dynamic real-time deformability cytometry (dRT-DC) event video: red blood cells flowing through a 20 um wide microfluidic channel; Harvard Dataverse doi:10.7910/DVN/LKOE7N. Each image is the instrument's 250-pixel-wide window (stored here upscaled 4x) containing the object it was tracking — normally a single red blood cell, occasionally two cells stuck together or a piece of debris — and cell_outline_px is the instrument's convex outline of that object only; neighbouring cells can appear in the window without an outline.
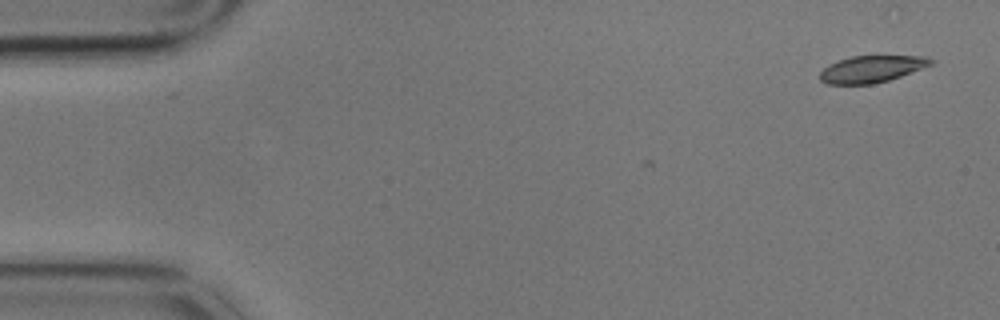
{"species": "common noctule bat (a hibernating species)", "species_latin": "Nyctalus noctula", "temperature_condition": "cold", "stored_images_in_passage": 2, "camera_frame_rate_fps": 3000, "um_per_image_px": 0.085, "animal": {"sex": "male", "body_mass_g": 17.9}, "frame": {"image": 1, "passage_image": 2, "time_ms": 0.333, "image_size_px": [1000, 320], "cell_outline_px": [[936, 60], [932, 64], [900, 76], [888, 80], [872, 84], [828, 84], [820, 80], [820, 72], [828, 64], [852, 56], [924, 56]], "centroid_in_image_um": [74.08, 5.86], "position_along_channel_um": 10.9, "area_um2": 17.17}}